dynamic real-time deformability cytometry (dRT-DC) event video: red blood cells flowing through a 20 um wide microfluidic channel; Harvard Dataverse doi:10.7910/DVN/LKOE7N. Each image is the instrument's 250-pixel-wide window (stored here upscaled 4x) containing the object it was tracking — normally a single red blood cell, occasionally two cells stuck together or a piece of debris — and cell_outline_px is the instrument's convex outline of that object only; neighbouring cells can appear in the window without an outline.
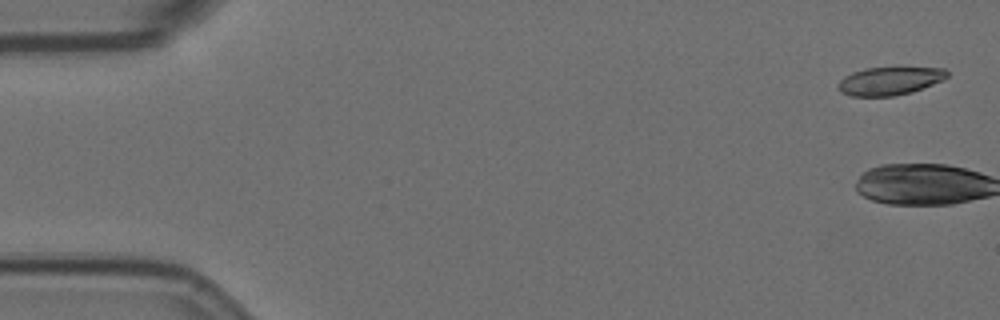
{"species": "Egyptian fruit bat (a non-hibernating species)", "species_latin": "Rousettus aegyptiacus", "temperature_condition": "room temperature", "stored_images_in_passage": 5, "camera_frame_rate_fps": 3000, "um_per_image_px": 0.085, "animal": {"sex": "female"}, "frame": {"image": 1, "passage_image": 1, "time_ms": 0.0, "image_size_px": [1000, 320], "cell_outline_px": [[948, 76], [944, 80], [912, 92], [892, 96], [852, 96], [840, 92], [836, 84], [844, 76], [852, 72], [864, 68], [896, 64], [944, 68], [948, 72]], "centroid_in_image_um": [75.66, 6.81], "position_along_channel_um": 9.3, "area_um2": 19.02}}